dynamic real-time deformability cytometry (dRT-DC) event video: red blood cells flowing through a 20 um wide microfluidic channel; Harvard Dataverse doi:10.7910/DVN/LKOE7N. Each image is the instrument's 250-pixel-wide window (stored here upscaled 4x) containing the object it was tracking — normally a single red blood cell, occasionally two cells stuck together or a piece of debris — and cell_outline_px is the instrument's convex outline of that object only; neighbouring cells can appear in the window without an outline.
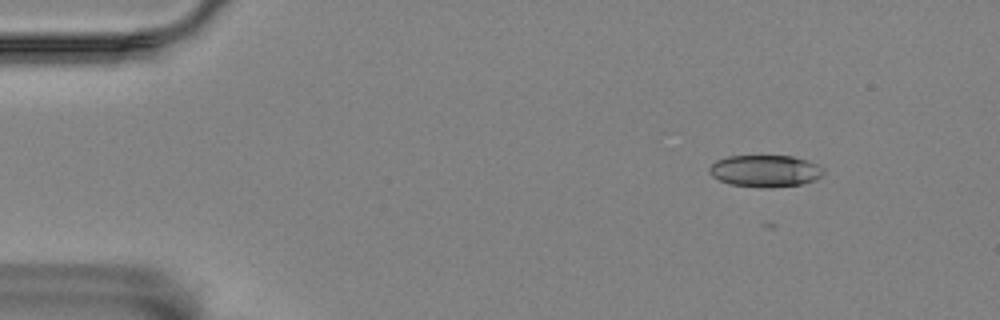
{"species": "Egyptian fruit bat (a non-hibernating species)", "species_latin": "Rousettus aegyptiacus", "temperature_condition": "room temperature", "stored_images_in_passage": 4, "camera_frame_rate_fps": 3000, "um_per_image_px": 0.085, "animal": {"sex": "female"}, "frame": {"image": 1, "passage_image": 1, "time_ms": 0.0, "image_size_px": [1000, 320], "cell_outline_px": [[824, 172], [816, 180], [800, 184], [768, 188], [760, 188], [732, 184], [720, 180], [712, 176], [708, 172], [708, 168], [716, 160], [728, 156], [792, 156], [808, 160], [816, 164]], "centroid_in_image_um": [65.01, 14.53], "position_along_channel_um": 20.0, "area_um2": 21.15}}
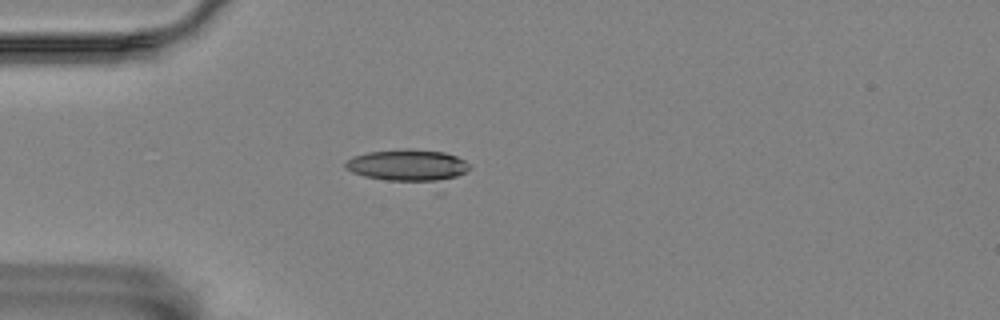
{"frame": {"image": 2, "passage_image": 4, "time_ms": 3.0, "image_size_px": [1000, 320], "cell_outline_px": [[472, 168], [444, 196], [440, 196], [364, 176], [352, 172], [344, 168], [344, 164], [352, 156], [368, 152], [444, 152], [456, 156], [464, 160]], "centroid_in_image_um": [35.01, 14.41], "position_along_channel_um": 50.0, "area_um2": 27.05}}